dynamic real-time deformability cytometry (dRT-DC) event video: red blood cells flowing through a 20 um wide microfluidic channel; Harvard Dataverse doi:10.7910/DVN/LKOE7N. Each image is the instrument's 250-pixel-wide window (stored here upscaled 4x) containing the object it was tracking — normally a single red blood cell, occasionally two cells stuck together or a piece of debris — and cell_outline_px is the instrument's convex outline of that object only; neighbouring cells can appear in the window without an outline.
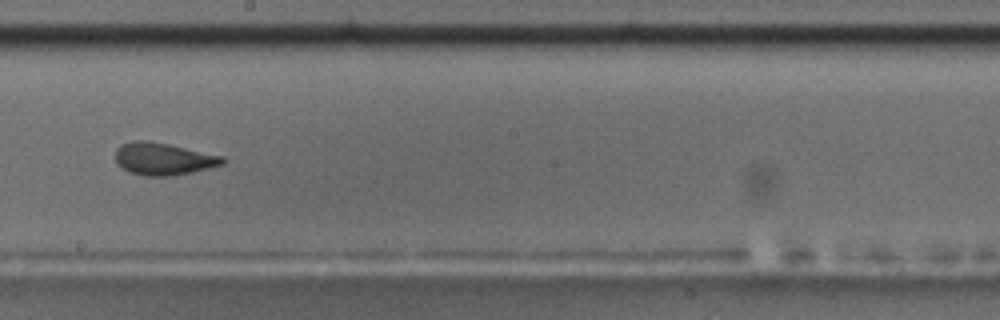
{"species": "common noctule bat (a hibernating species)", "species_latin": "Nyctalus noctula", "temperature_condition": "room temperature", "stored_images_in_passage": 56, "camera_frame_rate_fps": 3000, "um_per_image_px": 0.085, "animal": {"sex": "male", "body_mass_g": 17.5, "forearm_length_mm": 52.3}, "frame": {"image": 1, "passage_image": 32, "time_ms": 10.333, "image_size_px": [1000, 320], "cell_outline_px": [[224, 164], [192, 172], [172, 176], [144, 176], [128, 172], [116, 164], [116, 148], [120, 144], [132, 140], [148, 140], [168, 144], [224, 156]], "centroid_in_image_um": [13.84, 13.5], "position_along_channel_um": 234.4, "area_um2": 20.35}, "authors_computed_cell_mechanics": {"area_um2": 20.3745, "velocity_mm_per_s": 3.6729, "shape_relaxation_time_tau1_ms": null, "shape_relaxation_time_tau2_ms": 1.3015, "deformation_change_tau1": null, "deformation_change_tau2": 0.0677}}